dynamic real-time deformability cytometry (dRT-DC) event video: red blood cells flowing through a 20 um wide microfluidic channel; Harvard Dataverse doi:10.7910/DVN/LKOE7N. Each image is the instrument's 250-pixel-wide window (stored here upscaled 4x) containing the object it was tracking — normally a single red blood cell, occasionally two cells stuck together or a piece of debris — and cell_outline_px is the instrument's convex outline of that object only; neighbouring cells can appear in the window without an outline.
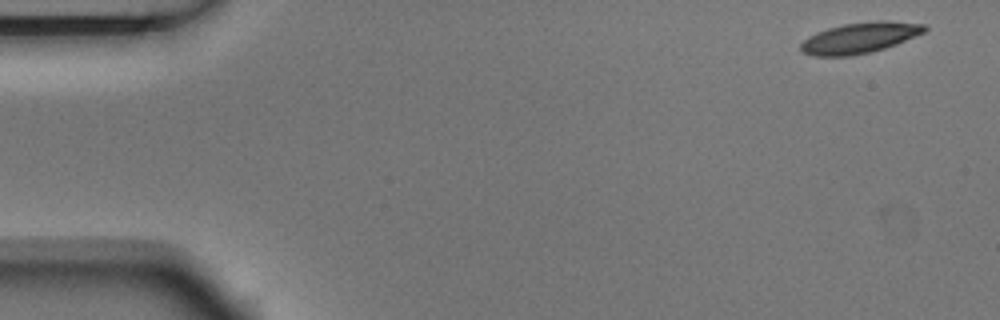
{"species": "Egyptian fruit bat (a non-hibernating species)", "species_latin": "Rousettus aegyptiacus", "temperature_condition": "room temperature", "stored_images_in_passage": 7, "camera_frame_rate_fps": 3000, "um_per_image_px": 0.085, "animal": {"sex": "male"}, "frame": {"image": 1, "passage_image": 1, "time_ms": 0.0, "image_size_px": [1000, 320], "cell_outline_px": [[928, 28], [924, 32], [896, 44], [872, 52], [852, 56], [812, 56], [804, 52], [800, 48], [800, 44], [804, 40], [816, 32], [828, 28], [844, 24], [880, 20], [924, 24]], "centroid_in_image_um": [73.07, 3.22], "position_along_channel_um": 11.9, "area_um2": 22.02}}
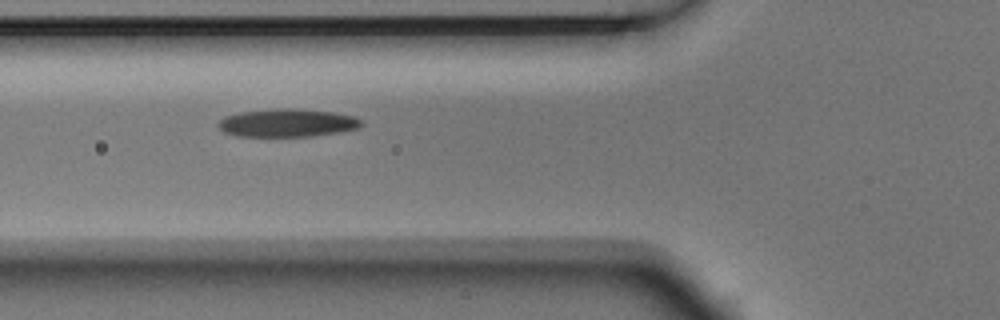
{"frame": {"image": 2, "passage_image": 6, "time_ms": 1.667, "image_size_px": [1000, 320], "cell_outline_px": [[364, 124], [356, 128], [340, 132], [312, 136], [236, 136], [224, 132], [216, 124], [224, 116], [240, 112], [276, 108], [292, 108], [332, 112], [356, 116], [364, 120]], "centroid_in_image_um": [24.43, 10.44], "position_along_channel_um": 101.4, "area_um2": 23.52}}
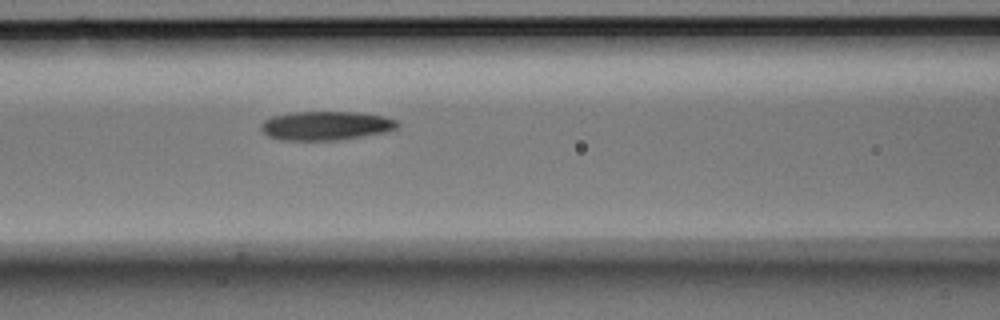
{"frame": {"image": 3, "passage_image": 7, "time_ms": 2.0, "image_size_px": [1000, 320], "cell_outline_px": [[400, 124], [396, 128], [388, 132], [336, 140], [280, 140], [268, 136], [260, 128], [260, 124], [264, 120], [272, 116], [292, 112], [356, 112], [384, 116], [396, 120]], "centroid_in_image_um": [27.69, 10.68], "position_along_channel_um": 138.9, "area_um2": 23.06}}